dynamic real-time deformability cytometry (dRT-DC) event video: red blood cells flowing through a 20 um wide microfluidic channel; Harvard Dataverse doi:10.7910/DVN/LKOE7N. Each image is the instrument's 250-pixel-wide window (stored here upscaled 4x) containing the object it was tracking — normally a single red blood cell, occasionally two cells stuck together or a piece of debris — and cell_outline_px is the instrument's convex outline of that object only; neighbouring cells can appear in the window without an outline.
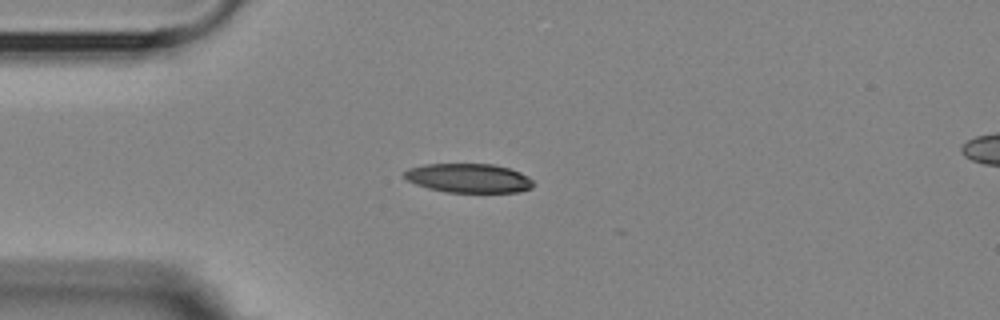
{"species": "Egyptian fruit bat (a non-hibernating species)", "species_latin": "Rousettus aegyptiacus", "temperature_condition": "room temperature", "stored_images_in_passage": 2, "camera_frame_rate_fps": 3000, "um_per_image_px": 0.085, "animal": {"sex": "female"}, "frame": {"image": 1, "passage_image": 1, "time_ms": 0.0, "image_size_px": [1000, 320], "cell_outline_px": [[536, 184], [532, 188], [520, 192], [444, 192], [428, 188], [416, 184], [408, 180], [404, 176], [404, 172], [408, 168], [424, 164], [492, 164], [508, 168], [520, 172], [528, 176]], "centroid_in_image_um": [39.86, 15.14], "position_along_channel_um": 45.1, "area_um2": 21.96}}
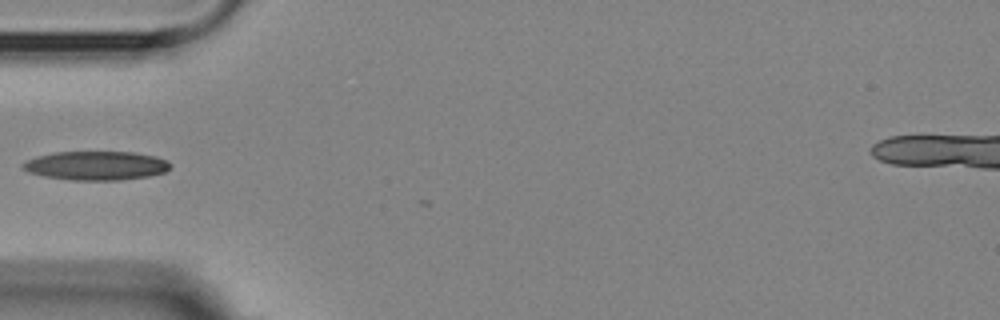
{"frame": {"image": 2, "passage_image": 2, "time_ms": 1.333, "image_size_px": [1000, 320], "cell_outline_px": [[172, 164], [164, 172], [148, 176], [120, 180], [72, 180], [44, 176], [28, 172], [20, 168], [20, 164], [36, 156], [56, 152], [136, 152], [156, 156], [168, 160]], "centroid_in_image_um": [8.16, 14.07], "position_along_channel_um": 76.8, "area_um2": 24.97}}